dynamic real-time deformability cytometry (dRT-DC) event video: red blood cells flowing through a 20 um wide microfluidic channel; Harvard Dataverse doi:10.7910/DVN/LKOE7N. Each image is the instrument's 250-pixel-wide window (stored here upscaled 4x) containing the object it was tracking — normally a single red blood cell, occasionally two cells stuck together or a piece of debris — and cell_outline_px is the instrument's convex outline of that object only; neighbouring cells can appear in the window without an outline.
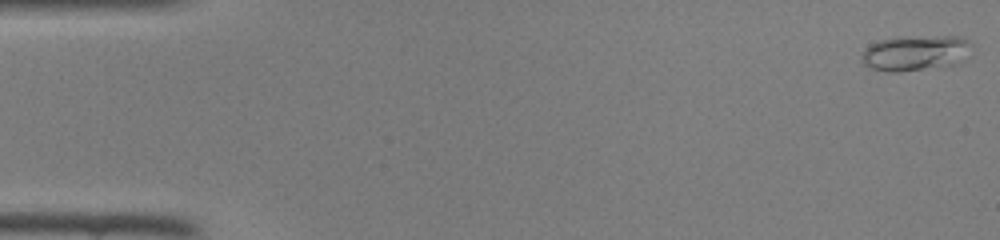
{"species": "common noctule bat (a hibernating species)", "species_latin": "Nyctalus noctula", "temperature_condition": "room temperature", "stored_images_in_passage": 46, "camera_frame_rate_fps": 3000, "um_per_image_px": 0.085, "animal": {"sex": "female", "body_mass_g": 22.0, "forearm_length_mm": 56.7}, "frame": {"image": 1, "passage_image": 1, "time_ms": 0.0, "image_size_px": [1000, 240], "cell_outline_px": [[972, 56], [956, 64], [900, 72], [888, 72], [868, 68], [860, 60], [864, 48], [880, 40], [900, 36], [964, 36], [972, 44]], "centroid_in_image_um": [77.86, 4.49], "position_along_channel_um": 7.1, "area_um2": 23.41}}
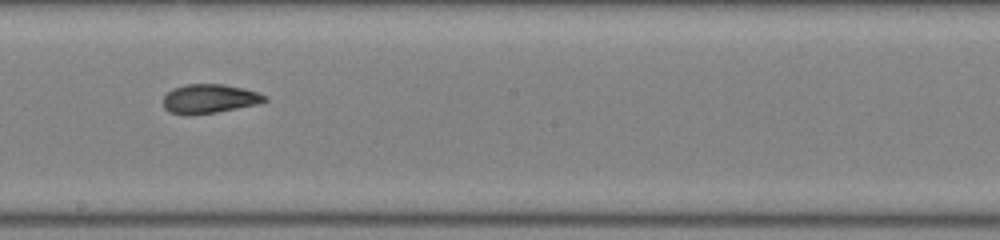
{"frame": {"image": 2, "passage_image": 26, "time_ms": 8.333, "image_size_px": [1000, 240], "cell_outline_px": [[268, 100], [256, 104], [216, 112], [192, 116], [184, 116], [168, 112], [164, 108], [164, 96], [172, 88], [184, 84], [224, 84], [244, 88], [268, 96]], "centroid_in_image_um": [17.76, 8.4], "position_along_channel_um": 230.4, "area_um2": 17.46}}
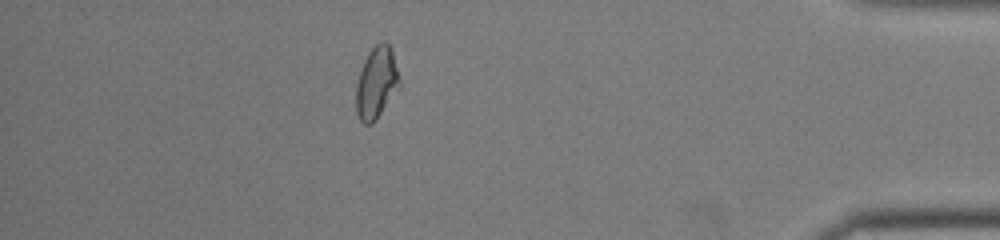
{"frame": {"image": 3, "passage_image": 41, "time_ms": 13.333, "image_size_px": [1000, 240], "cell_outline_px": [[400, 88], [376, 120], [372, 124], [364, 124], [360, 120], [356, 112], [356, 84], [364, 60], [368, 52], [380, 40], [384, 40], [392, 48], [400, 80]], "centroid_in_image_um": [32.01, 7.03], "position_along_channel_um": 403.2, "area_um2": 18.44}}